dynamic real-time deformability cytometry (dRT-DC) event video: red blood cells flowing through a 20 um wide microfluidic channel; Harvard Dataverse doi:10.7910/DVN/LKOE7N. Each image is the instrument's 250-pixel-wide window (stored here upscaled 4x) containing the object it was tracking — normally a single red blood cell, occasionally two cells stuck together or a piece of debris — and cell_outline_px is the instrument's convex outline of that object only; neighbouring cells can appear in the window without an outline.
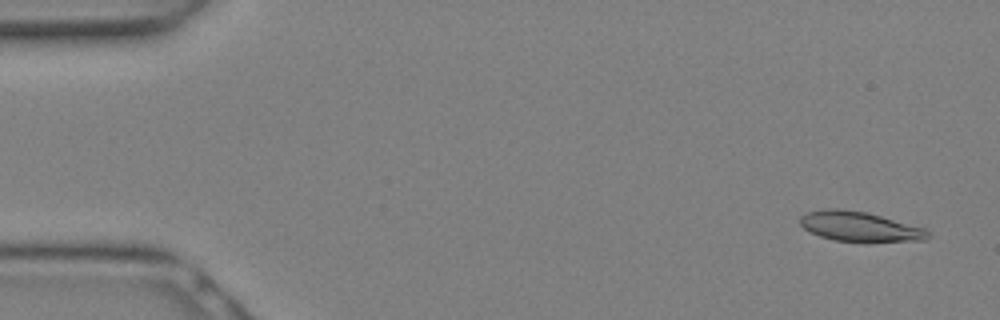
{"species": "Egyptian fruit bat (a non-hibernating species)", "species_latin": "Rousettus aegyptiacus", "temperature_condition": "warm", "stored_images_in_passage": 16, "camera_frame_rate_fps": 3000, "um_per_image_px": 0.085, "animal": {"sex": "female"}, "frame": {"image": 1, "passage_image": 2, "time_ms": 0.333, "image_size_px": [1000, 320], "cell_outline_px": [[928, 240], [836, 240], [820, 236], [804, 228], [800, 224], [800, 216], [808, 212], [828, 208], [840, 208], [868, 212], [924, 228], [928, 232]], "centroid_in_image_um": [73.03, 19.21], "position_along_channel_um": 12.0, "area_um2": 21.5}}
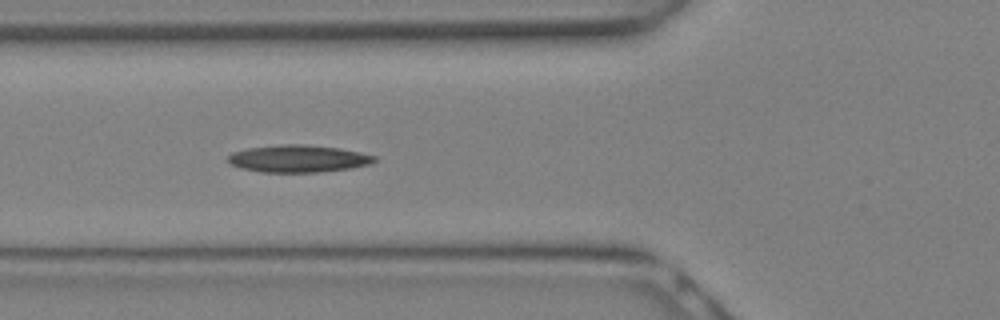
{"frame": {"image": 2, "passage_image": 11, "time_ms": 3.333, "image_size_px": [1000, 320], "cell_outline_px": [[376, 160], [368, 164], [352, 168], [316, 172], [260, 172], [244, 168], [232, 164], [228, 160], [228, 156], [232, 152], [248, 148], [280, 144], [308, 144], [340, 148], [360, 152], [376, 156]], "centroid_in_image_um": [25.37, 13.47], "position_along_channel_um": 100.4, "area_um2": 23.18}}
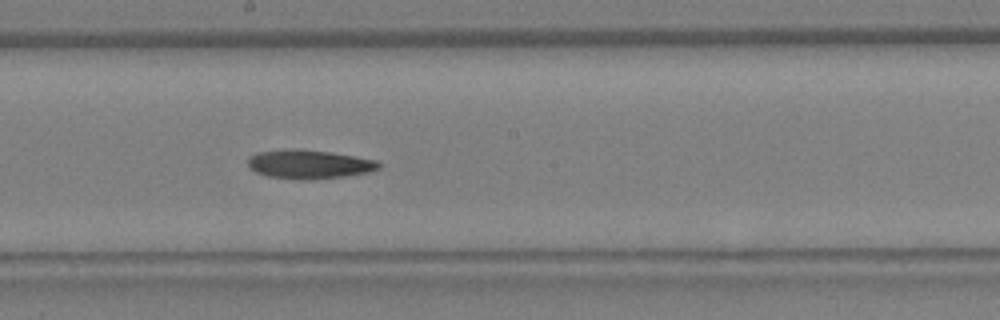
{"frame": {"image": 3, "passage_image": 16, "time_ms": 5.0, "image_size_px": [1000, 320], "cell_outline_px": [[380, 168], [368, 172], [344, 176], [308, 180], [300, 180], [268, 176], [256, 172], [248, 164], [248, 156], [256, 152], [288, 148], [300, 148], [332, 152], [376, 160], [380, 164]], "centroid_in_image_um": [26.24, 13.94], "position_along_channel_um": 222.0, "area_um2": 22.2}}